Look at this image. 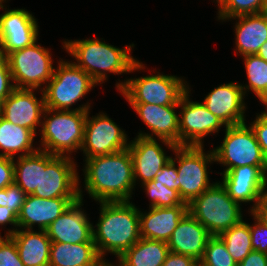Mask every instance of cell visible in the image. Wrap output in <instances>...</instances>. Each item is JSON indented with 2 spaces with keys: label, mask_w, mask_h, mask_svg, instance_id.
Segmentation results:
<instances>
[{
  "label": "cell",
  "mask_w": 267,
  "mask_h": 266,
  "mask_svg": "<svg viewBox=\"0 0 267 266\" xmlns=\"http://www.w3.org/2000/svg\"><path fill=\"white\" fill-rule=\"evenodd\" d=\"M79 178V199L52 222L45 230L52 242L61 243H84L94 242L92 226L89 216L86 214L83 204V189H81ZM83 209V210H82Z\"/></svg>",
  "instance_id": "18"
},
{
  "label": "cell",
  "mask_w": 267,
  "mask_h": 266,
  "mask_svg": "<svg viewBox=\"0 0 267 266\" xmlns=\"http://www.w3.org/2000/svg\"><path fill=\"white\" fill-rule=\"evenodd\" d=\"M7 224L12 225L13 228L7 229L8 231L4 235L10 236L18 229V215L11 208L0 206V226L6 227Z\"/></svg>",
  "instance_id": "42"
},
{
  "label": "cell",
  "mask_w": 267,
  "mask_h": 266,
  "mask_svg": "<svg viewBox=\"0 0 267 266\" xmlns=\"http://www.w3.org/2000/svg\"><path fill=\"white\" fill-rule=\"evenodd\" d=\"M54 74L43 87L45 108L66 111H89L91 103L71 108L75 103L85 97L89 91L94 90L98 84L82 68L77 67L72 61L59 60Z\"/></svg>",
  "instance_id": "5"
},
{
  "label": "cell",
  "mask_w": 267,
  "mask_h": 266,
  "mask_svg": "<svg viewBox=\"0 0 267 266\" xmlns=\"http://www.w3.org/2000/svg\"><path fill=\"white\" fill-rule=\"evenodd\" d=\"M257 55L267 62V41L260 47Z\"/></svg>",
  "instance_id": "46"
},
{
  "label": "cell",
  "mask_w": 267,
  "mask_h": 266,
  "mask_svg": "<svg viewBox=\"0 0 267 266\" xmlns=\"http://www.w3.org/2000/svg\"><path fill=\"white\" fill-rule=\"evenodd\" d=\"M178 177L176 163L170 160L162 167V170L154 177V182L162 183L167 188L176 190L175 180Z\"/></svg>",
  "instance_id": "40"
},
{
  "label": "cell",
  "mask_w": 267,
  "mask_h": 266,
  "mask_svg": "<svg viewBox=\"0 0 267 266\" xmlns=\"http://www.w3.org/2000/svg\"><path fill=\"white\" fill-rule=\"evenodd\" d=\"M162 266H199V262L191 256L169 252Z\"/></svg>",
  "instance_id": "43"
},
{
  "label": "cell",
  "mask_w": 267,
  "mask_h": 266,
  "mask_svg": "<svg viewBox=\"0 0 267 266\" xmlns=\"http://www.w3.org/2000/svg\"><path fill=\"white\" fill-rule=\"evenodd\" d=\"M49 266H109L98 254L94 242H52Z\"/></svg>",
  "instance_id": "26"
},
{
  "label": "cell",
  "mask_w": 267,
  "mask_h": 266,
  "mask_svg": "<svg viewBox=\"0 0 267 266\" xmlns=\"http://www.w3.org/2000/svg\"><path fill=\"white\" fill-rule=\"evenodd\" d=\"M218 237L225 243L227 251L237 264L253 250L250 224L243 219Z\"/></svg>",
  "instance_id": "31"
},
{
  "label": "cell",
  "mask_w": 267,
  "mask_h": 266,
  "mask_svg": "<svg viewBox=\"0 0 267 266\" xmlns=\"http://www.w3.org/2000/svg\"><path fill=\"white\" fill-rule=\"evenodd\" d=\"M211 237L209 231L188 212L167 244L170 252L191 256L199 262Z\"/></svg>",
  "instance_id": "23"
},
{
  "label": "cell",
  "mask_w": 267,
  "mask_h": 266,
  "mask_svg": "<svg viewBox=\"0 0 267 266\" xmlns=\"http://www.w3.org/2000/svg\"><path fill=\"white\" fill-rule=\"evenodd\" d=\"M64 40L63 49L74 58V64L82 68L98 84L108 79V73L122 75L144 70V64L132 56L133 43L119 48L103 41V38Z\"/></svg>",
  "instance_id": "2"
},
{
  "label": "cell",
  "mask_w": 267,
  "mask_h": 266,
  "mask_svg": "<svg viewBox=\"0 0 267 266\" xmlns=\"http://www.w3.org/2000/svg\"><path fill=\"white\" fill-rule=\"evenodd\" d=\"M15 88L39 92L54 74V60L49 48L33 45L9 53L6 57ZM41 87V88H40Z\"/></svg>",
  "instance_id": "9"
},
{
  "label": "cell",
  "mask_w": 267,
  "mask_h": 266,
  "mask_svg": "<svg viewBox=\"0 0 267 266\" xmlns=\"http://www.w3.org/2000/svg\"><path fill=\"white\" fill-rule=\"evenodd\" d=\"M237 266H267V254L252 250Z\"/></svg>",
  "instance_id": "44"
},
{
  "label": "cell",
  "mask_w": 267,
  "mask_h": 266,
  "mask_svg": "<svg viewBox=\"0 0 267 266\" xmlns=\"http://www.w3.org/2000/svg\"><path fill=\"white\" fill-rule=\"evenodd\" d=\"M69 156L41 150V179L32 195L40 198H79L77 163Z\"/></svg>",
  "instance_id": "11"
},
{
  "label": "cell",
  "mask_w": 267,
  "mask_h": 266,
  "mask_svg": "<svg viewBox=\"0 0 267 266\" xmlns=\"http://www.w3.org/2000/svg\"><path fill=\"white\" fill-rule=\"evenodd\" d=\"M245 97L240 83L230 82L214 87L202 103L225 126H235L246 121Z\"/></svg>",
  "instance_id": "19"
},
{
  "label": "cell",
  "mask_w": 267,
  "mask_h": 266,
  "mask_svg": "<svg viewBox=\"0 0 267 266\" xmlns=\"http://www.w3.org/2000/svg\"><path fill=\"white\" fill-rule=\"evenodd\" d=\"M265 12L267 11V0H264Z\"/></svg>",
  "instance_id": "48"
},
{
  "label": "cell",
  "mask_w": 267,
  "mask_h": 266,
  "mask_svg": "<svg viewBox=\"0 0 267 266\" xmlns=\"http://www.w3.org/2000/svg\"><path fill=\"white\" fill-rule=\"evenodd\" d=\"M145 194L150 198L149 207H175L178 205H188L180 197L178 191L163 186L162 183L148 181L141 185Z\"/></svg>",
  "instance_id": "33"
},
{
  "label": "cell",
  "mask_w": 267,
  "mask_h": 266,
  "mask_svg": "<svg viewBox=\"0 0 267 266\" xmlns=\"http://www.w3.org/2000/svg\"><path fill=\"white\" fill-rule=\"evenodd\" d=\"M87 112L45 108L38 148L52 155L73 157L83 144Z\"/></svg>",
  "instance_id": "4"
},
{
  "label": "cell",
  "mask_w": 267,
  "mask_h": 266,
  "mask_svg": "<svg viewBox=\"0 0 267 266\" xmlns=\"http://www.w3.org/2000/svg\"><path fill=\"white\" fill-rule=\"evenodd\" d=\"M125 130L120 128L106 113L90 117L87 112L84 139L80 151L84 159L108 155L127 149L130 141Z\"/></svg>",
  "instance_id": "12"
},
{
  "label": "cell",
  "mask_w": 267,
  "mask_h": 266,
  "mask_svg": "<svg viewBox=\"0 0 267 266\" xmlns=\"http://www.w3.org/2000/svg\"><path fill=\"white\" fill-rule=\"evenodd\" d=\"M218 20L265 12L264 0H217Z\"/></svg>",
  "instance_id": "32"
},
{
  "label": "cell",
  "mask_w": 267,
  "mask_h": 266,
  "mask_svg": "<svg viewBox=\"0 0 267 266\" xmlns=\"http://www.w3.org/2000/svg\"><path fill=\"white\" fill-rule=\"evenodd\" d=\"M9 237L15 242L20 260L25 266H49L52 241L46 231L17 229Z\"/></svg>",
  "instance_id": "25"
},
{
  "label": "cell",
  "mask_w": 267,
  "mask_h": 266,
  "mask_svg": "<svg viewBox=\"0 0 267 266\" xmlns=\"http://www.w3.org/2000/svg\"><path fill=\"white\" fill-rule=\"evenodd\" d=\"M37 89L15 88L1 103L0 116L12 124L30 129L37 136V128L42 124L45 110L43 92L36 97Z\"/></svg>",
  "instance_id": "16"
},
{
  "label": "cell",
  "mask_w": 267,
  "mask_h": 266,
  "mask_svg": "<svg viewBox=\"0 0 267 266\" xmlns=\"http://www.w3.org/2000/svg\"><path fill=\"white\" fill-rule=\"evenodd\" d=\"M266 106L265 111L263 110L260 113H256V118L253 122L249 124L251 129L253 130L256 140L258 141L262 153L267 159V104H263Z\"/></svg>",
  "instance_id": "38"
},
{
  "label": "cell",
  "mask_w": 267,
  "mask_h": 266,
  "mask_svg": "<svg viewBox=\"0 0 267 266\" xmlns=\"http://www.w3.org/2000/svg\"><path fill=\"white\" fill-rule=\"evenodd\" d=\"M84 189L96 202L130 201L135 188L129 148L84 159Z\"/></svg>",
  "instance_id": "1"
},
{
  "label": "cell",
  "mask_w": 267,
  "mask_h": 266,
  "mask_svg": "<svg viewBox=\"0 0 267 266\" xmlns=\"http://www.w3.org/2000/svg\"><path fill=\"white\" fill-rule=\"evenodd\" d=\"M235 22V52L238 56L257 54L267 41V11L258 14L241 15L227 19Z\"/></svg>",
  "instance_id": "24"
},
{
  "label": "cell",
  "mask_w": 267,
  "mask_h": 266,
  "mask_svg": "<svg viewBox=\"0 0 267 266\" xmlns=\"http://www.w3.org/2000/svg\"><path fill=\"white\" fill-rule=\"evenodd\" d=\"M16 158L13 159L14 182L26 195L32 194L40 185L41 150Z\"/></svg>",
  "instance_id": "29"
},
{
  "label": "cell",
  "mask_w": 267,
  "mask_h": 266,
  "mask_svg": "<svg viewBox=\"0 0 267 266\" xmlns=\"http://www.w3.org/2000/svg\"><path fill=\"white\" fill-rule=\"evenodd\" d=\"M253 213L263 222L267 223V184L260 194L257 207Z\"/></svg>",
  "instance_id": "45"
},
{
  "label": "cell",
  "mask_w": 267,
  "mask_h": 266,
  "mask_svg": "<svg viewBox=\"0 0 267 266\" xmlns=\"http://www.w3.org/2000/svg\"><path fill=\"white\" fill-rule=\"evenodd\" d=\"M158 141H160L158 143ZM136 136L128 146L133 162L135 185H140L154 180V177L162 170L172 156L166 154L162 144L170 150L176 148L175 144L168 141ZM162 142V144H160Z\"/></svg>",
  "instance_id": "15"
},
{
  "label": "cell",
  "mask_w": 267,
  "mask_h": 266,
  "mask_svg": "<svg viewBox=\"0 0 267 266\" xmlns=\"http://www.w3.org/2000/svg\"><path fill=\"white\" fill-rule=\"evenodd\" d=\"M204 147L176 146L173 150L175 157L172 156L171 160L178 163V177L174 182L176 191L187 204L215 183H210L208 175V166L215 162L213 150L205 152Z\"/></svg>",
  "instance_id": "8"
},
{
  "label": "cell",
  "mask_w": 267,
  "mask_h": 266,
  "mask_svg": "<svg viewBox=\"0 0 267 266\" xmlns=\"http://www.w3.org/2000/svg\"><path fill=\"white\" fill-rule=\"evenodd\" d=\"M36 135L27 128L12 124L0 116V156L16 158L32 154L39 148L35 147Z\"/></svg>",
  "instance_id": "28"
},
{
  "label": "cell",
  "mask_w": 267,
  "mask_h": 266,
  "mask_svg": "<svg viewBox=\"0 0 267 266\" xmlns=\"http://www.w3.org/2000/svg\"><path fill=\"white\" fill-rule=\"evenodd\" d=\"M222 175V185L228 195L241 206L242 203H251L250 211L253 212L258 204L260 194L267 184V166H241L228 170Z\"/></svg>",
  "instance_id": "17"
},
{
  "label": "cell",
  "mask_w": 267,
  "mask_h": 266,
  "mask_svg": "<svg viewBox=\"0 0 267 266\" xmlns=\"http://www.w3.org/2000/svg\"><path fill=\"white\" fill-rule=\"evenodd\" d=\"M169 252L166 242L141 237L117 258L118 262L115 264L116 266H162ZM115 264L111 263V266Z\"/></svg>",
  "instance_id": "27"
},
{
  "label": "cell",
  "mask_w": 267,
  "mask_h": 266,
  "mask_svg": "<svg viewBox=\"0 0 267 266\" xmlns=\"http://www.w3.org/2000/svg\"><path fill=\"white\" fill-rule=\"evenodd\" d=\"M224 130L222 144L212 148L215 162L226 167L220 174L245 165L267 166V159L262 153L253 130L246 122L226 126Z\"/></svg>",
  "instance_id": "10"
},
{
  "label": "cell",
  "mask_w": 267,
  "mask_h": 266,
  "mask_svg": "<svg viewBox=\"0 0 267 266\" xmlns=\"http://www.w3.org/2000/svg\"><path fill=\"white\" fill-rule=\"evenodd\" d=\"M25 192L15 183L0 189V206L11 208L19 215L26 198Z\"/></svg>",
  "instance_id": "35"
},
{
  "label": "cell",
  "mask_w": 267,
  "mask_h": 266,
  "mask_svg": "<svg viewBox=\"0 0 267 266\" xmlns=\"http://www.w3.org/2000/svg\"><path fill=\"white\" fill-rule=\"evenodd\" d=\"M190 93L188 87L179 100V146H204V137L226 126L201 101L190 100Z\"/></svg>",
  "instance_id": "13"
},
{
  "label": "cell",
  "mask_w": 267,
  "mask_h": 266,
  "mask_svg": "<svg viewBox=\"0 0 267 266\" xmlns=\"http://www.w3.org/2000/svg\"><path fill=\"white\" fill-rule=\"evenodd\" d=\"M254 224L250 225L251 243L253 250L267 254V223L251 212Z\"/></svg>",
  "instance_id": "37"
},
{
  "label": "cell",
  "mask_w": 267,
  "mask_h": 266,
  "mask_svg": "<svg viewBox=\"0 0 267 266\" xmlns=\"http://www.w3.org/2000/svg\"><path fill=\"white\" fill-rule=\"evenodd\" d=\"M79 198H40L32 194L26 196L18 215V229L46 230L47 227L62 215L72 203Z\"/></svg>",
  "instance_id": "21"
},
{
  "label": "cell",
  "mask_w": 267,
  "mask_h": 266,
  "mask_svg": "<svg viewBox=\"0 0 267 266\" xmlns=\"http://www.w3.org/2000/svg\"><path fill=\"white\" fill-rule=\"evenodd\" d=\"M199 266H237V263L227 251L225 243L218 236H212L207 242Z\"/></svg>",
  "instance_id": "34"
},
{
  "label": "cell",
  "mask_w": 267,
  "mask_h": 266,
  "mask_svg": "<svg viewBox=\"0 0 267 266\" xmlns=\"http://www.w3.org/2000/svg\"><path fill=\"white\" fill-rule=\"evenodd\" d=\"M0 266H25L15 242L9 236H0Z\"/></svg>",
  "instance_id": "36"
},
{
  "label": "cell",
  "mask_w": 267,
  "mask_h": 266,
  "mask_svg": "<svg viewBox=\"0 0 267 266\" xmlns=\"http://www.w3.org/2000/svg\"><path fill=\"white\" fill-rule=\"evenodd\" d=\"M188 212L212 236H219L243 219L241 205L234 201L220 181H216L188 204Z\"/></svg>",
  "instance_id": "6"
},
{
  "label": "cell",
  "mask_w": 267,
  "mask_h": 266,
  "mask_svg": "<svg viewBox=\"0 0 267 266\" xmlns=\"http://www.w3.org/2000/svg\"><path fill=\"white\" fill-rule=\"evenodd\" d=\"M151 133L140 131L137 136L161 139L179 146V105L130 104ZM176 111V112H175ZM156 136V137H155Z\"/></svg>",
  "instance_id": "20"
},
{
  "label": "cell",
  "mask_w": 267,
  "mask_h": 266,
  "mask_svg": "<svg viewBox=\"0 0 267 266\" xmlns=\"http://www.w3.org/2000/svg\"><path fill=\"white\" fill-rule=\"evenodd\" d=\"M99 204V219L92 226L93 241L99 256L111 265V262L105 259L106 253L119 258L141 238L139 208L132 201L99 202Z\"/></svg>",
  "instance_id": "3"
},
{
  "label": "cell",
  "mask_w": 267,
  "mask_h": 266,
  "mask_svg": "<svg viewBox=\"0 0 267 266\" xmlns=\"http://www.w3.org/2000/svg\"><path fill=\"white\" fill-rule=\"evenodd\" d=\"M15 89L8 62L0 56V105Z\"/></svg>",
  "instance_id": "39"
},
{
  "label": "cell",
  "mask_w": 267,
  "mask_h": 266,
  "mask_svg": "<svg viewBox=\"0 0 267 266\" xmlns=\"http://www.w3.org/2000/svg\"><path fill=\"white\" fill-rule=\"evenodd\" d=\"M8 1V0H7ZM6 2V0H0V7L4 6V3Z\"/></svg>",
  "instance_id": "47"
},
{
  "label": "cell",
  "mask_w": 267,
  "mask_h": 266,
  "mask_svg": "<svg viewBox=\"0 0 267 266\" xmlns=\"http://www.w3.org/2000/svg\"><path fill=\"white\" fill-rule=\"evenodd\" d=\"M248 85L240 84L244 95L252 91L262 104L267 103V62L257 54L242 56Z\"/></svg>",
  "instance_id": "30"
},
{
  "label": "cell",
  "mask_w": 267,
  "mask_h": 266,
  "mask_svg": "<svg viewBox=\"0 0 267 266\" xmlns=\"http://www.w3.org/2000/svg\"><path fill=\"white\" fill-rule=\"evenodd\" d=\"M14 182L13 158L0 156V189H4Z\"/></svg>",
  "instance_id": "41"
},
{
  "label": "cell",
  "mask_w": 267,
  "mask_h": 266,
  "mask_svg": "<svg viewBox=\"0 0 267 266\" xmlns=\"http://www.w3.org/2000/svg\"><path fill=\"white\" fill-rule=\"evenodd\" d=\"M187 213L188 205L149 207L148 212L139 209L140 236L167 243Z\"/></svg>",
  "instance_id": "22"
},
{
  "label": "cell",
  "mask_w": 267,
  "mask_h": 266,
  "mask_svg": "<svg viewBox=\"0 0 267 266\" xmlns=\"http://www.w3.org/2000/svg\"><path fill=\"white\" fill-rule=\"evenodd\" d=\"M153 71L157 74L119 80L116 89L129 104L179 105L189 83L183 77Z\"/></svg>",
  "instance_id": "7"
},
{
  "label": "cell",
  "mask_w": 267,
  "mask_h": 266,
  "mask_svg": "<svg viewBox=\"0 0 267 266\" xmlns=\"http://www.w3.org/2000/svg\"><path fill=\"white\" fill-rule=\"evenodd\" d=\"M0 15V56L23 49L37 42L39 36L38 21L34 15L24 9H9Z\"/></svg>",
  "instance_id": "14"
}]
</instances>
